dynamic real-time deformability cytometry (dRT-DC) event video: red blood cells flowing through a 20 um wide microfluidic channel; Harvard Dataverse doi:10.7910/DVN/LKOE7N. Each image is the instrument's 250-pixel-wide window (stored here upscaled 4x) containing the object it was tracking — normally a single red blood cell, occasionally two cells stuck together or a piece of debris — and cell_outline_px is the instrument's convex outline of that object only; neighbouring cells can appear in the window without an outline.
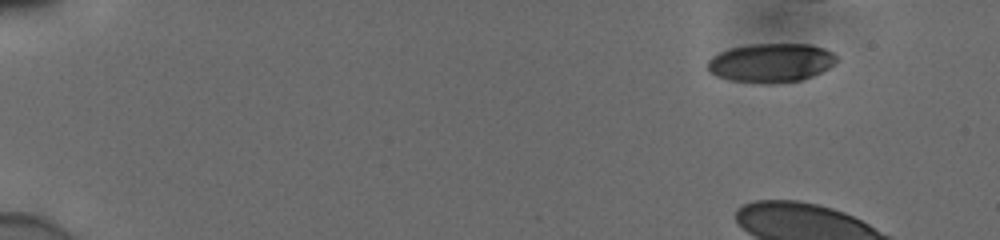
{"species": "human", "species_latin": "Homo sapiens", "temperature_condition": "cold", "stored_images_in_passage": 7, "camera_frame_rate_fps": 3000, "um_per_image_px": 0.085, "donor": {"sex": "male"}, "frame": {"image": 1, "passage_image": 1, "time_ms": 0.0, "image_size_px": [1000, 240], "cell_outline_px": [[836, 60], [828, 68], [812, 76], [800, 80], [732, 80], [716, 76], [708, 72], [708, 60], [712, 56], [728, 48], [752, 44], [812, 44], [824, 48], [832, 52], [836, 56]], "centroid_in_image_um": [65.52, 5.27], "position_along_channel_um": 19.5, "area_um2": 28.21}}